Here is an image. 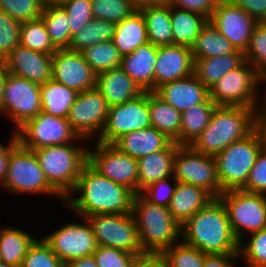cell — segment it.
Returning a JSON list of instances; mask_svg holds the SVG:
<instances>
[{
	"mask_svg": "<svg viewBox=\"0 0 266 267\" xmlns=\"http://www.w3.org/2000/svg\"><path fill=\"white\" fill-rule=\"evenodd\" d=\"M60 6L68 15L71 36L93 19L91 0H66Z\"/></svg>",
	"mask_w": 266,
	"mask_h": 267,
	"instance_id": "48",
	"label": "cell"
},
{
	"mask_svg": "<svg viewBox=\"0 0 266 267\" xmlns=\"http://www.w3.org/2000/svg\"><path fill=\"white\" fill-rule=\"evenodd\" d=\"M218 31L236 48L245 52L258 22L245 10L230 1L220 0L209 19Z\"/></svg>",
	"mask_w": 266,
	"mask_h": 267,
	"instance_id": "18",
	"label": "cell"
},
{
	"mask_svg": "<svg viewBox=\"0 0 266 267\" xmlns=\"http://www.w3.org/2000/svg\"><path fill=\"white\" fill-rule=\"evenodd\" d=\"M40 18L53 45L57 49H69L72 36L65 10L60 5H45Z\"/></svg>",
	"mask_w": 266,
	"mask_h": 267,
	"instance_id": "38",
	"label": "cell"
},
{
	"mask_svg": "<svg viewBox=\"0 0 266 267\" xmlns=\"http://www.w3.org/2000/svg\"><path fill=\"white\" fill-rule=\"evenodd\" d=\"M8 73L43 84L52 79V55L16 46L2 60Z\"/></svg>",
	"mask_w": 266,
	"mask_h": 267,
	"instance_id": "21",
	"label": "cell"
},
{
	"mask_svg": "<svg viewBox=\"0 0 266 267\" xmlns=\"http://www.w3.org/2000/svg\"><path fill=\"white\" fill-rule=\"evenodd\" d=\"M109 105L97 88L78 93L68 121L79 137H99L106 123ZM99 132V134H98ZM97 133V134H96Z\"/></svg>",
	"mask_w": 266,
	"mask_h": 267,
	"instance_id": "16",
	"label": "cell"
},
{
	"mask_svg": "<svg viewBox=\"0 0 266 267\" xmlns=\"http://www.w3.org/2000/svg\"><path fill=\"white\" fill-rule=\"evenodd\" d=\"M218 198L226 208L232 232L239 243L244 239L243 231L252 234L266 228V195L231 189L223 191Z\"/></svg>",
	"mask_w": 266,
	"mask_h": 267,
	"instance_id": "7",
	"label": "cell"
},
{
	"mask_svg": "<svg viewBox=\"0 0 266 267\" xmlns=\"http://www.w3.org/2000/svg\"><path fill=\"white\" fill-rule=\"evenodd\" d=\"M112 41L121 56L131 54L139 46L148 42L146 23L139 10L116 24Z\"/></svg>",
	"mask_w": 266,
	"mask_h": 267,
	"instance_id": "29",
	"label": "cell"
},
{
	"mask_svg": "<svg viewBox=\"0 0 266 267\" xmlns=\"http://www.w3.org/2000/svg\"><path fill=\"white\" fill-rule=\"evenodd\" d=\"M194 74L191 48L182 45L158 46L154 70V91L164 83Z\"/></svg>",
	"mask_w": 266,
	"mask_h": 267,
	"instance_id": "20",
	"label": "cell"
},
{
	"mask_svg": "<svg viewBox=\"0 0 266 267\" xmlns=\"http://www.w3.org/2000/svg\"><path fill=\"white\" fill-rule=\"evenodd\" d=\"M209 19L203 15L171 6L174 45L192 47Z\"/></svg>",
	"mask_w": 266,
	"mask_h": 267,
	"instance_id": "34",
	"label": "cell"
},
{
	"mask_svg": "<svg viewBox=\"0 0 266 267\" xmlns=\"http://www.w3.org/2000/svg\"><path fill=\"white\" fill-rule=\"evenodd\" d=\"M94 19L120 23L138 10L136 0H91Z\"/></svg>",
	"mask_w": 266,
	"mask_h": 267,
	"instance_id": "41",
	"label": "cell"
},
{
	"mask_svg": "<svg viewBox=\"0 0 266 267\" xmlns=\"http://www.w3.org/2000/svg\"><path fill=\"white\" fill-rule=\"evenodd\" d=\"M41 111L53 116L68 118L78 92L53 79L40 85Z\"/></svg>",
	"mask_w": 266,
	"mask_h": 267,
	"instance_id": "32",
	"label": "cell"
},
{
	"mask_svg": "<svg viewBox=\"0 0 266 267\" xmlns=\"http://www.w3.org/2000/svg\"><path fill=\"white\" fill-rule=\"evenodd\" d=\"M66 267H98L93 255L81 257L66 263Z\"/></svg>",
	"mask_w": 266,
	"mask_h": 267,
	"instance_id": "58",
	"label": "cell"
},
{
	"mask_svg": "<svg viewBox=\"0 0 266 267\" xmlns=\"http://www.w3.org/2000/svg\"><path fill=\"white\" fill-rule=\"evenodd\" d=\"M168 267H203L204 253L183 241L173 244L161 252Z\"/></svg>",
	"mask_w": 266,
	"mask_h": 267,
	"instance_id": "42",
	"label": "cell"
},
{
	"mask_svg": "<svg viewBox=\"0 0 266 267\" xmlns=\"http://www.w3.org/2000/svg\"><path fill=\"white\" fill-rule=\"evenodd\" d=\"M148 41L155 46L174 45L171 26V6H142Z\"/></svg>",
	"mask_w": 266,
	"mask_h": 267,
	"instance_id": "31",
	"label": "cell"
},
{
	"mask_svg": "<svg viewBox=\"0 0 266 267\" xmlns=\"http://www.w3.org/2000/svg\"><path fill=\"white\" fill-rule=\"evenodd\" d=\"M98 267H134L138 255L98 245L93 252Z\"/></svg>",
	"mask_w": 266,
	"mask_h": 267,
	"instance_id": "49",
	"label": "cell"
},
{
	"mask_svg": "<svg viewBox=\"0 0 266 267\" xmlns=\"http://www.w3.org/2000/svg\"><path fill=\"white\" fill-rule=\"evenodd\" d=\"M259 82L261 83L260 74L245 61L240 67L224 74L209 89L210 99L217 106L255 109L259 105V98L257 99Z\"/></svg>",
	"mask_w": 266,
	"mask_h": 267,
	"instance_id": "8",
	"label": "cell"
},
{
	"mask_svg": "<svg viewBox=\"0 0 266 267\" xmlns=\"http://www.w3.org/2000/svg\"><path fill=\"white\" fill-rule=\"evenodd\" d=\"M255 130V109L217 106L209 124L190 145L195 151L215 157L230 144Z\"/></svg>",
	"mask_w": 266,
	"mask_h": 267,
	"instance_id": "3",
	"label": "cell"
},
{
	"mask_svg": "<svg viewBox=\"0 0 266 267\" xmlns=\"http://www.w3.org/2000/svg\"><path fill=\"white\" fill-rule=\"evenodd\" d=\"M14 134V135H13ZM11 135L8 146L0 143V183L3 184L6 179L8 164L11 152L19 145L15 132Z\"/></svg>",
	"mask_w": 266,
	"mask_h": 267,
	"instance_id": "54",
	"label": "cell"
},
{
	"mask_svg": "<svg viewBox=\"0 0 266 267\" xmlns=\"http://www.w3.org/2000/svg\"><path fill=\"white\" fill-rule=\"evenodd\" d=\"M173 0H136L138 7L142 6H171Z\"/></svg>",
	"mask_w": 266,
	"mask_h": 267,
	"instance_id": "59",
	"label": "cell"
},
{
	"mask_svg": "<svg viewBox=\"0 0 266 267\" xmlns=\"http://www.w3.org/2000/svg\"><path fill=\"white\" fill-rule=\"evenodd\" d=\"M260 76H261V82L266 83V70Z\"/></svg>",
	"mask_w": 266,
	"mask_h": 267,
	"instance_id": "62",
	"label": "cell"
},
{
	"mask_svg": "<svg viewBox=\"0 0 266 267\" xmlns=\"http://www.w3.org/2000/svg\"><path fill=\"white\" fill-rule=\"evenodd\" d=\"M213 199L207 191L200 187L177 182L168 209L173 218L182 225Z\"/></svg>",
	"mask_w": 266,
	"mask_h": 267,
	"instance_id": "27",
	"label": "cell"
},
{
	"mask_svg": "<svg viewBox=\"0 0 266 267\" xmlns=\"http://www.w3.org/2000/svg\"><path fill=\"white\" fill-rule=\"evenodd\" d=\"M19 44L33 51L51 55L58 50L53 45L41 18L21 22Z\"/></svg>",
	"mask_w": 266,
	"mask_h": 267,
	"instance_id": "40",
	"label": "cell"
},
{
	"mask_svg": "<svg viewBox=\"0 0 266 267\" xmlns=\"http://www.w3.org/2000/svg\"><path fill=\"white\" fill-rule=\"evenodd\" d=\"M7 74L8 72L5 68L3 61H0V112H1L3 90H4V85L6 82Z\"/></svg>",
	"mask_w": 266,
	"mask_h": 267,
	"instance_id": "60",
	"label": "cell"
},
{
	"mask_svg": "<svg viewBox=\"0 0 266 267\" xmlns=\"http://www.w3.org/2000/svg\"><path fill=\"white\" fill-rule=\"evenodd\" d=\"M171 142L172 140L165 134L151 126L128 132L117 139L112 145L120 152L138 160L153 152L165 149Z\"/></svg>",
	"mask_w": 266,
	"mask_h": 267,
	"instance_id": "25",
	"label": "cell"
},
{
	"mask_svg": "<svg viewBox=\"0 0 266 267\" xmlns=\"http://www.w3.org/2000/svg\"><path fill=\"white\" fill-rule=\"evenodd\" d=\"M234 6L245 10L258 23L266 22V0H229Z\"/></svg>",
	"mask_w": 266,
	"mask_h": 267,
	"instance_id": "53",
	"label": "cell"
},
{
	"mask_svg": "<svg viewBox=\"0 0 266 267\" xmlns=\"http://www.w3.org/2000/svg\"><path fill=\"white\" fill-rule=\"evenodd\" d=\"M2 186L17 194H52L65 199L47 182L33 150L20 144L11 152L6 179Z\"/></svg>",
	"mask_w": 266,
	"mask_h": 267,
	"instance_id": "9",
	"label": "cell"
},
{
	"mask_svg": "<svg viewBox=\"0 0 266 267\" xmlns=\"http://www.w3.org/2000/svg\"><path fill=\"white\" fill-rule=\"evenodd\" d=\"M171 178L175 181L174 185H170L169 178L161 179L148 185L140 194L150 203L168 208L177 186L175 178L173 176Z\"/></svg>",
	"mask_w": 266,
	"mask_h": 267,
	"instance_id": "50",
	"label": "cell"
},
{
	"mask_svg": "<svg viewBox=\"0 0 266 267\" xmlns=\"http://www.w3.org/2000/svg\"><path fill=\"white\" fill-rule=\"evenodd\" d=\"M82 147L72 142L33 150L47 182L64 199L73 193L80 173L88 163V148Z\"/></svg>",
	"mask_w": 266,
	"mask_h": 267,
	"instance_id": "5",
	"label": "cell"
},
{
	"mask_svg": "<svg viewBox=\"0 0 266 267\" xmlns=\"http://www.w3.org/2000/svg\"><path fill=\"white\" fill-rule=\"evenodd\" d=\"M96 88L101 92L109 107L133 100L143 93L121 67L96 75Z\"/></svg>",
	"mask_w": 266,
	"mask_h": 267,
	"instance_id": "24",
	"label": "cell"
},
{
	"mask_svg": "<svg viewBox=\"0 0 266 267\" xmlns=\"http://www.w3.org/2000/svg\"><path fill=\"white\" fill-rule=\"evenodd\" d=\"M14 132L19 144L29 150L85 140L72 129L68 118L53 116L43 111Z\"/></svg>",
	"mask_w": 266,
	"mask_h": 267,
	"instance_id": "11",
	"label": "cell"
},
{
	"mask_svg": "<svg viewBox=\"0 0 266 267\" xmlns=\"http://www.w3.org/2000/svg\"><path fill=\"white\" fill-rule=\"evenodd\" d=\"M238 258L239 253L205 254L203 267H234V261Z\"/></svg>",
	"mask_w": 266,
	"mask_h": 267,
	"instance_id": "55",
	"label": "cell"
},
{
	"mask_svg": "<svg viewBox=\"0 0 266 267\" xmlns=\"http://www.w3.org/2000/svg\"><path fill=\"white\" fill-rule=\"evenodd\" d=\"M134 267H168L161 253H146L138 256Z\"/></svg>",
	"mask_w": 266,
	"mask_h": 267,
	"instance_id": "56",
	"label": "cell"
},
{
	"mask_svg": "<svg viewBox=\"0 0 266 267\" xmlns=\"http://www.w3.org/2000/svg\"><path fill=\"white\" fill-rule=\"evenodd\" d=\"M95 144L93 149L88 150V163L101 175L138 194L137 159L120 152L112 144L97 141Z\"/></svg>",
	"mask_w": 266,
	"mask_h": 267,
	"instance_id": "15",
	"label": "cell"
},
{
	"mask_svg": "<svg viewBox=\"0 0 266 267\" xmlns=\"http://www.w3.org/2000/svg\"><path fill=\"white\" fill-rule=\"evenodd\" d=\"M264 101L266 102V100L263 99V102ZM265 104L261 105V108H260V105L259 106L257 105L255 108V130L259 133L264 148H266V105Z\"/></svg>",
	"mask_w": 266,
	"mask_h": 267,
	"instance_id": "57",
	"label": "cell"
},
{
	"mask_svg": "<svg viewBox=\"0 0 266 267\" xmlns=\"http://www.w3.org/2000/svg\"><path fill=\"white\" fill-rule=\"evenodd\" d=\"M131 213L146 253H161L181 238V225L169 209L150 203L140 193L134 196Z\"/></svg>",
	"mask_w": 266,
	"mask_h": 267,
	"instance_id": "4",
	"label": "cell"
},
{
	"mask_svg": "<svg viewBox=\"0 0 266 267\" xmlns=\"http://www.w3.org/2000/svg\"><path fill=\"white\" fill-rule=\"evenodd\" d=\"M151 127L148 92L133 100L109 107L106 123L97 142L113 144L128 132Z\"/></svg>",
	"mask_w": 266,
	"mask_h": 267,
	"instance_id": "13",
	"label": "cell"
},
{
	"mask_svg": "<svg viewBox=\"0 0 266 267\" xmlns=\"http://www.w3.org/2000/svg\"><path fill=\"white\" fill-rule=\"evenodd\" d=\"M259 133L254 130L246 138L230 144L214 158L221 191L241 189L263 148Z\"/></svg>",
	"mask_w": 266,
	"mask_h": 267,
	"instance_id": "6",
	"label": "cell"
},
{
	"mask_svg": "<svg viewBox=\"0 0 266 267\" xmlns=\"http://www.w3.org/2000/svg\"><path fill=\"white\" fill-rule=\"evenodd\" d=\"M85 218L91 225L97 245L117 248L138 256L146 254L140 244L132 213L94 214Z\"/></svg>",
	"mask_w": 266,
	"mask_h": 267,
	"instance_id": "10",
	"label": "cell"
},
{
	"mask_svg": "<svg viewBox=\"0 0 266 267\" xmlns=\"http://www.w3.org/2000/svg\"><path fill=\"white\" fill-rule=\"evenodd\" d=\"M181 239L204 254L239 252V242L232 232L226 208L219 198L211 200L181 225Z\"/></svg>",
	"mask_w": 266,
	"mask_h": 267,
	"instance_id": "2",
	"label": "cell"
},
{
	"mask_svg": "<svg viewBox=\"0 0 266 267\" xmlns=\"http://www.w3.org/2000/svg\"><path fill=\"white\" fill-rule=\"evenodd\" d=\"M244 242V243H243ZM239 243V256L245 260L248 267H266V228L252 233L248 243Z\"/></svg>",
	"mask_w": 266,
	"mask_h": 267,
	"instance_id": "45",
	"label": "cell"
},
{
	"mask_svg": "<svg viewBox=\"0 0 266 267\" xmlns=\"http://www.w3.org/2000/svg\"><path fill=\"white\" fill-rule=\"evenodd\" d=\"M241 189L266 195V148L261 149Z\"/></svg>",
	"mask_w": 266,
	"mask_h": 267,
	"instance_id": "51",
	"label": "cell"
},
{
	"mask_svg": "<svg viewBox=\"0 0 266 267\" xmlns=\"http://www.w3.org/2000/svg\"><path fill=\"white\" fill-rule=\"evenodd\" d=\"M245 62L244 52L233 53L194 60V75L210 89L227 72L235 70Z\"/></svg>",
	"mask_w": 266,
	"mask_h": 267,
	"instance_id": "28",
	"label": "cell"
},
{
	"mask_svg": "<svg viewBox=\"0 0 266 267\" xmlns=\"http://www.w3.org/2000/svg\"><path fill=\"white\" fill-rule=\"evenodd\" d=\"M157 48L149 41L139 46L131 54L122 56L121 68L143 92L154 91V70Z\"/></svg>",
	"mask_w": 266,
	"mask_h": 267,
	"instance_id": "23",
	"label": "cell"
},
{
	"mask_svg": "<svg viewBox=\"0 0 266 267\" xmlns=\"http://www.w3.org/2000/svg\"><path fill=\"white\" fill-rule=\"evenodd\" d=\"M116 30V24L103 20L92 19L77 33L72 35L69 50L81 52L96 43L111 41Z\"/></svg>",
	"mask_w": 266,
	"mask_h": 267,
	"instance_id": "37",
	"label": "cell"
},
{
	"mask_svg": "<svg viewBox=\"0 0 266 267\" xmlns=\"http://www.w3.org/2000/svg\"><path fill=\"white\" fill-rule=\"evenodd\" d=\"M179 145L171 142L165 149L138 159V193L148 185L173 175L174 158Z\"/></svg>",
	"mask_w": 266,
	"mask_h": 267,
	"instance_id": "26",
	"label": "cell"
},
{
	"mask_svg": "<svg viewBox=\"0 0 266 267\" xmlns=\"http://www.w3.org/2000/svg\"><path fill=\"white\" fill-rule=\"evenodd\" d=\"M236 48L224 37L209 20L201 29L191 47L193 59L218 57L233 53Z\"/></svg>",
	"mask_w": 266,
	"mask_h": 267,
	"instance_id": "35",
	"label": "cell"
},
{
	"mask_svg": "<svg viewBox=\"0 0 266 267\" xmlns=\"http://www.w3.org/2000/svg\"><path fill=\"white\" fill-rule=\"evenodd\" d=\"M151 126L179 145L182 113L166 103L154 91L148 92Z\"/></svg>",
	"mask_w": 266,
	"mask_h": 267,
	"instance_id": "30",
	"label": "cell"
},
{
	"mask_svg": "<svg viewBox=\"0 0 266 267\" xmlns=\"http://www.w3.org/2000/svg\"><path fill=\"white\" fill-rule=\"evenodd\" d=\"M217 105L203 102L182 112L179 145H191L209 124Z\"/></svg>",
	"mask_w": 266,
	"mask_h": 267,
	"instance_id": "36",
	"label": "cell"
},
{
	"mask_svg": "<svg viewBox=\"0 0 266 267\" xmlns=\"http://www.w3.org/2000/svg\"><path fill=\"white\" fill-rule=\"evenodd\" d=\"M172 176L177 182L204 189L213 198L222 194L215 158L195 151L190 145H179Z\"/></svg>",
	"mask_w": 266,
	"mask_h": 267,
	"instance_id": "12",
	"label": "cell"
},
{
	"mask_svg": "<svg viewBox=\"0 0 266 267\" xmlns=\"http://www.w3.org/2000/svg\"><path fill=\"white\" fill-rule=\"evenodd\" d=\"M220 0H173L171 6L191 11L210 19L213 10Z\"/></svg>",
	"mask_w": 266,
	"mask_h": 267,
	"instance_id": "52",
	"label": "cell"
},
{
	"mask_svg": "<svg viewBox=\"0 0 266 267\" xmlns=\"http://www.w3.org/2000/svg\"><path fill=\"white\" fill-rule=\"evenodd\" d=\"M36 239L26 231L17 228H0L1 262L21 267L23 259Z\"/></svg>",
	"mask_w": 266,
	"mask_h": 267,
	"instance_id": "33",
	"label": "cell"
},
{
	"mask_svg": "<svg viewBox=\"0 0 266 267\" xmlns=\"http://www.w3.org/2000/svg\"><path fill=\"white\" fill-rule=\"evenodd\" d=\"M21 267H66L49 245L43 240H35L23 259Z\"/></svg>",
	"mask_w": 266,
	"mask_h": 267,
	"instance_id": "46",
	"label": "cell"
},
{
	"mask_svg": "<svg viewBox=\"0 0 266 267\" xmlns=\"http://www.w3.org/2000/svg\"><path fill=\"white\" fill-rule=\"evenodd\" d=\"M21 22L0 9V61L19 45Z\"/></svg>",
	"mask_w": 266,
	"mask_h": 267,
	"instance_id": "47",
	"label": "cell"
},
{
	"mask_svg": "<svg viewBox=\"0 0 266 267\" xmlns=\"http://www.w3.org/2000/svg\"><path fill=\"white\" fill-rule=\"evenodd\" d=\"M154 92L181 113L200 103L213 102L209 89L194 74L164 83Z\"/></svg>",
	"mask_w": 266,
	"mask_h": 267,
	"instance_id": "22",
	"label": "cell"
},
{
	"mask_svg": "<svg viewBox=\"0 0 266 267\" xmlns=\"http://www.w3.org/2000/svg\"><path fill=\"white\" fill-rule=\"evenodd\" d=\"M67 223L43 237L51 250L65 264L72 260L93 255L97 243L90 223Z\"/></svg>",
	"mask_w": 266,
	"mask_h": 267,
	"instance_id": "17",
	"label": "cell"
},
{
	"mask_svg": "<svg viewBox=\"0 0 266 267\" xmlns=\"http://www.w3.org/2000/svg\"><path fill=\"white\" fill-rule=\"evenodd\" d=\"M66 0H44L45 5H60Z\"/></svg>",
	"mask_w": 266,
	"mask_h": 267,
	"instance_id": "61",
	"label": "cell"
},
{
	"mask_svg": "<svg viewBox=\"0 0 266 267\" xmlns=\"http://www.w3.org/2000/svg\"><path fill=\"white\" fill-rule=\"evenodd\" d=\"M81 54L96 75L121 66L122 56L112 40L96 43Z\"/></svg>",
	"mask_w": 266,
	"mask_h": 267,
	"instance_id": "39",
	"label": "cell"
},
{
	"mask_svg": "<svg viewBox=\"0 0 266 267\" xmlns=\"http://www.w3.org/2000/svg\"><path fill=\"white\" fill-rule=\"evenodd\" d=\"M245 61L261 75L266 70V22L258 23L244 52Z\"/></svg>",
	"mask_w": 266,
	"mask_h": 267,
	"instance_id": "44",
	"label": "cell"
},
{
	"mask_svg": "<svg viewBox=\"0 0 266 267\" xmlns=\"http://www.w3.org/2000/svg\"><path fill=\"white\" fill-rule=\"evenodd\" d=\"M44 8V0H0V9L19 22L39 19Z\"/></svg>",
	"mask_w": 266,
	"mask_h": 267,
	"instance_id": "43",
	"label": "cell"
},
{
	"mask_svg": "<svg viewBox=\"0 0 266 267\" xmlns=\"http://www.w3.org/2000/svg\"><path fill=\"white\" fill-rule=\"evenodd\" d=\"M41 109L40 84L8 73L3 90L1 111L14 120L17 129L37 116Z\"/></svg>",
	"mask_w": 266,
	"mask_h": 267,
	"instance_id": "14",
	"label": "cell"
},
{
	"mask_svg": "<svg viewBox=\"0 0 266 267\" xmlns=\"http://www.w3.org/2000/svg\"><path fill=\"white\" fill-rule=\"evenodd\" d=\"M79 197L65 198L64 203L78 212L82 218L94 214H127L132 212L135 193L128 187L116 183L96 171L87 163L73 192Z\"/></svg>",
	"mask_w": 266,
	"mask_h": 267,
	"instance_id": "1",
	"label": "cell"
},
{
	"mask_svg": "<svg viewBox=\"0 0 266 267\" xmlns=\"http://www.w3.org/2000/svg\"><path fill=\"white\" fill-rule=\"evenodd\" d=\"M52 79L78 93L96 88V74L81 52L58 49L52 54Z\"/></svg>",
	"mask_w": 266,
	"mask_h": 267,
	"instance_id": "19",
	"label": "cell"
},
{
	"mask_svg": "<svg viewBox=\"0 0 266 267\" xmlns=\"http://www.w3.org/2000/svg\"><path fill=\"white\" fill-rule=\"evenodd\" d=\"M0 267H14V266L8 265V264H6L4 262H0Z\"/></svg>",
	"mask_w": 266,
	"mask_h": 267,
	"instance_id": "63",
	"label": "cell"
}]
</instances>
